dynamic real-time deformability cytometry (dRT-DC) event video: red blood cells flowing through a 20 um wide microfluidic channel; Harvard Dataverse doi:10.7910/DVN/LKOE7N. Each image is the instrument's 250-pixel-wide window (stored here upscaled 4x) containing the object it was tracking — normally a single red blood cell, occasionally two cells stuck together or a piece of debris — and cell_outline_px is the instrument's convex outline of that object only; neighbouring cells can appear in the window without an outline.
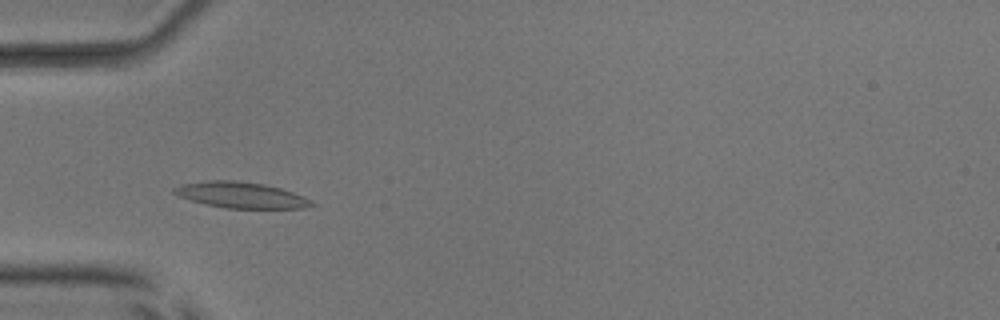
{"species": "common noctule bat (a hibernating species)", "species_latin": "Nyctalus noctula", "temperature_condition": "room temperature", "stored_images_in_passage": 43, "camera_frame_rate_fps": 3000, "um_per_image_px": 0.085, "animal": {"sex": "male", "body_mass_g": 17.9, "forearm_length_mm": 54.2}, "frame": {"image": 1, "passage_image": 8, "time_ms": 2.333, "image_size_px": [1000, 320], "cell_outline_px": [[316, 204], [304, 208], [224, 208], [192, 200], [180, 196], [172, 192], [172, 188], [180, 184], [212, 180], [232, 180], [264, 184], [280, 188], [292, 192]], "centroid_in_image_um": [20.44, 16.57], "position_along_channel_um": 64.6, "area_um2": 20.4}}
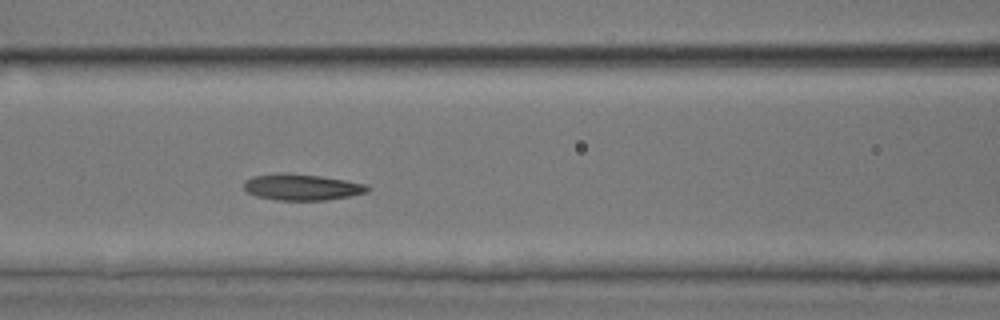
{"frame": {"image": 2, "passage_image": 14, "time_ms": 4.333, "image_size_px": [1000, 320], "cell_outline_px": [[372, 188], [368, 192], [352, 196], [328, 200], [276, 200], [256, 196], [248, 192], [244, 188], [244, 180], [252, 176], [276, 172], [288, 172], [320, 176], [368, 184]], "centroid_in_image_um": [25.67, 15.89], "position_along_channel_um": 140.9, "area_um2": 19.31}}
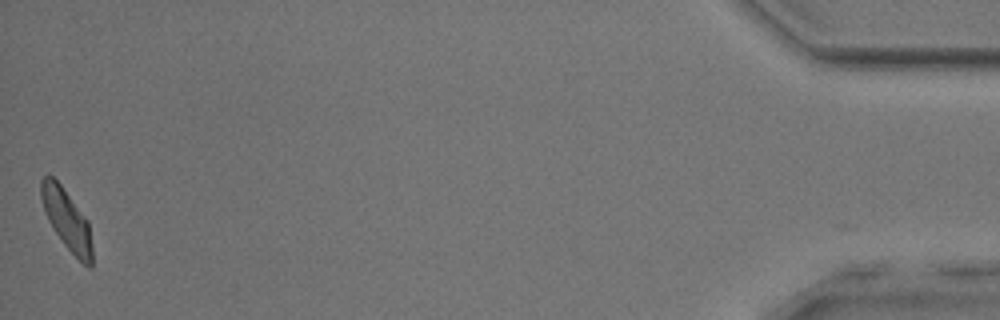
{"frame": {"image": 3, "passage_image": 43, "time_ms": 14.0, "image_size_px": [1000, 320], "cell_outline_px": [[92, 268], [88, 268], [64, 244], [48, 220], [44, 212], [40, 196], [40, 180], [48, 172], [60, 184], [88, 220], [92, 248]], "centroid_in_image_um": [5.65, 18.63], "position_along_channel_um": 429.5, "area_um2": 17.86}, "authors_computed_cell_mechanics": {"area_um2": 18.3226, "velocity_mm_per_s": 3.938, "shape_relaxation_time_tau1_ms": 3.887, "shape_relaxation_time_tau2_ms": 5.7872, "deformation_change_tau1": 0.1244, "deformation_change_tau2": 0.1475}}